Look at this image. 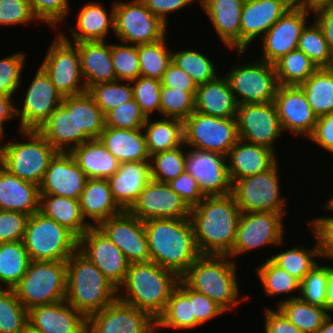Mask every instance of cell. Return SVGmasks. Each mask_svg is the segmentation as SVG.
Wrapping results in <instances>:
<instances>
[{"mask_svg": "<svg viewBox=\"0 0 333 333\" xmlns=\"http://www.w3.org/2000/svg\"><path fill=\"white\" fill-rule=\"evenodd\" d=\"M58 152H70L90 140L76 133L75 95L63 97L62 103L37 130Z\"/></svg>", "mask_w": 333, "mask_h": 333, "instance_id": "cell-28", "label": "cell"}, {"mask_svg": "<svg viewBox=\"0 0 333 333\" xmlns=\"http://www.w3.org/2000/svg\"><path fill=\"white\" fill-rule=\"evenodd\" d=\"M303 333H316L329 316L326 308L309 304L300 297L276 306Z\"/></svg>", "mask_w": 333, "mask_h": 333, "instance_id": "cell-46", "label": "cell"}, {"mask_svg": "<svg viewBox=\"0 0 333 333\" xmlns=\"http://www.w3.org/2000/svg\"><path fill=\"white\" fill-rule=\"evenodd\" d=\"M272 308L271 306L263 308L264 333H303L278 308Z\"/></svg>", "mask_w": 333, "mask_h": 333, "instance_id": "cell-69", "label": "cell"}, {"mask_svg": "<svg viewBox=\"0 0 333 333\" xmlns=\"http://www.w3.org/2000/svg\"><path fill=\"white\" fill-rule=\"evenodd\" d=\"M307 139L319 147L317 150H324L326 155L328 153L333 156V112L318 117L315 128ZM331 166L333 168V163Z\"/></svg>", "mask_w": 333, "mask_h": 333, "instance_id": "cell-66", "label": "cell"}, {"mask_svg": "<svg viewBox=\"0 0 333 333\" xmlns=\"http://www.w3.org/2000/svg\"><path fill=\"white\" fill-rule=\"evenodd\" d=\"M18 134L17 140L14 137L3 142L7 136L0 138V164L20 179L39 186L58 151L37 130H20Z\"/></svg>", "mask_w": 333, "mask_h": 333, "instance_id": "cell-6", "label": "cell"}, {"mask_svg": "<svg viewBox=\"0 0 333 333\" xmlns=\"http://www.w3.org/2000/svg\"><path fill=\"white\" fill-rule=\"evenodd\" d=\"M312 234L314 243L308 247L304 244L295 243L290 249L277 250L274 254L266 256V259H271L281 269L298 279L300 282L309 273V271L319 262L320 245L316 234L309 228ZM298 244V245H297ZM307 246V247H306ZM280 251V252H279Z\"/></svg>", "mask_w": 333, "mask_h": 333, "instance_id": "cell-41", "label": "cell"}, {"mask_svg": "<svg viewBox=\"0 0 333 333\" xmlns=\"http://www.w3.org/2000/svg\"><path fill=\"white\" fill-rule=\"evenodd\" d=\"M244 0H200L198 5L225 49L240 51V21ZM234 50V51H233Z\"/></svg>", "mask_w": 333, "mask_h": 333, "instance_id": "cell-29", "label": "cell"}, {"mask_svg": "<svg viewBox=\"0 0 333 333\" xmlns=\"http://www.w3.org/2000/svg\"><path fill=\"white\" fill-rule=\"evenodd\" d=\"M274 104L284 133L297 140L307 139L313 132L318 116L313 112L303 89L297 85H279Z\"/></svg>", "mask_w": 333, "mask_h": 333, "instance_id": "cell-18", "label": "cell"}, {"mask_svg": "<svg viewBox=\"0 0 333 333\" xmlns=\"http://www.w3.org/2000/svg\"><path fill=\"white\" fill-rule=\"evenodd\" d=\"M288 213L242 212L239 218L236 239L228 256L238 262L239 256L260 249H277L285 242V217ZM268 246V247H267Z\"/></svg>", "mask_w": 333, "mask_h": 333, "instance_id": "cell-11", "label": "cell"}, {"mask_svg": "<svg viewBox=\"0 0 333 333\" xmlns=\"http://www.w3.org/2000/svg\"><path fill=\"white\" fill-rule=\"evenodd\" d=\"M180 277L153 261L131 263L124 282L118 287V299L155 321L163 314Z\"/></svg>", "mask_w": 333, "mask_h": 333, "instance_id": "cell-4", "label": "cell"}, {"mask_svg": "<svg viewBox=\"0 0 333 333\" xmlns=\"http://www.w3.org/2000/svg\"><path fill=\"white\" fill-rule=\"evenodd\" d=\"M293 5L313 14L323 7L333 5V0H293Z\"/></svg>", "mask_w": 333, "mask_h": 333, "instance_id": "cell-72", "label": "cell"}, {"mask_svg": "<svg viewBox=\"0 0 333 333\" xmlns=\"http://www.w3.org/2000/svg\"><path fill=\"white\" fill-rule=\"evenodd\" d=\"M237 263L228 255L201 254L180 279L190 289L213 300L227 314L237 312L242 301L250 298L240 290L238 266L241 264Z\"/></svg>", "mask_w": 333, "mask_h": 333, "instance_id": "cell-2", "label": "cell"}, {"mask_svg": "<svg viewBox=\"0 0 333 333\" xmlns=\"http://www.w3.org/2000/svg\"><path fill=\"white\" fill-rule=\"evenodd\" d=\"M253 269L257 280L261 283L263 295L265 294L264 296L268 299L279 297L275 302V307L284 301L300 296L301 282L281 269L271 259L264 258L263 262Z\"/></svg>", "mask_w": 333, "mask_h": 333, "instance_id": "cell-38", "label": "cell"}, {"mask_svg": "<svg viewBox=\"0 0 333 333\" xmlns=\"http://www.w3.org/2000/svg\"><path fill=\"white\" fill-rule=\"evenodd\" d=\"M321 261L320 259L301 281L299 297L309 304L325 308L328 264Z\"/></svg>", "mask_w": 333, "mask_h": 333, "instance_id": "cell-57", "label": "cell"}, {"mask_svg": "<svg viewBox=\"0 0 333 333\" xmlns=\"http://www.w3.org/2000/svg\"><path fill=\"white\" fill-rule=\"evenodd\" d=\"M332 169L331 170V173L333 174V168H330ZM333 193V192H332ZM326 201L324 205H320V209H323V210H326L327 212L326 213H332L333 214V194L330 195V198L329 199H325Z\"/></svg>", "mask_w": 333, "mask_h": 333, "instance_id": "cell-75", "label": "cell"}, {"mask_svg": "<svg viewBox=\"0 0 333 333\" xmlns=\"http://www.w3.org/2000/svg\"><path fill=\"white\" fill-rule=\"evenodd\" d=\"M99 139L120 163L150 161L142 128L104 127Z\"/></svg>", "mask_w": 333, "mask_h": 333, "instance_id": "cell-35", "label": "cell"}, {"mask_svg": "<svg viewBox=\"0 0 333 333\" xmlns=\"http://www.w3.org/2000/svg\"><path fill=\"white\" fill-rule=\"evenodd\" d=\"M316 333H333V315L329 316L324 320L321 328Z\"/></svg>", "mask_w": 333, "mask_h": 333, "instance_id": "cell-74", "label": "cell"}, {"mask_svg": "<svg viewBox=\"0 0 333 333\" xmlns=\"http://www.w3.org/2000/svg\"><path fill=\"white\" fill-rule=\"evenodd\" d=\"M313 14L293 6L259 40V60L274 64L283 55L298 48L302 30Z\"/></svg>", "mask_w": 333, "mask_h": 333, "instance_id": "cell-17", "label": "cell"}, {"mask_svg": "<svg viewBox=\"0 0 333 333\" xmlns=\"http://www.w3.org/2000/svg\"><path fill=\"white\" fill-rule=\"evenodd\" d=\"M34 16L40 23L49 28L58 30L60 26L68 23L72 5L70 0H28ZM64 22V23H63ZM61 24V25H60ZM60 25V26H59Z\"/></svg>", "mask_w": 333, "mask_h": 333, "instance_id": "cell-59", "label": "cell"}, {"mask_svg": "<svg viewBox=\"0 0 333 333\" xmlns=\"http://www.w3.org/2000/svg\"><path fill=\"white\" fill-rule=\"evenodd\" d=\"M31 262L23 241L0 243V288L13 289Z\"/></svg>", "mask_w": 333, "mask_h": 333, "instance_id": "cell-43", "label": "cell"}, {"mask_svg": "<svg viewBox=\"0 0 333 333\" xmlns=\"http://www.w3.org/2000/svg\"><path fill=\"white\" fill-rule=\"evenodd\" d=\"M248 52L235 51L236 62L223 75L238 105L273 102L279 86L275 66L252 56L245 62L242 58Z\"/></svg>", "mask_w": 333, "mask_h": 333, "instance_id": "cell-7", "label": "cell"}, {"mask_svg": "<svg viewBox=\"0 0 333 333\" xmlns=\"http://www.w3.org/2000/svg\"><path fill=\"white\" fill-rule=\"evenodd\" d=\"M313 217L307 221L306 226L308 225L307 228H310L318 238L321 260L333 263V214Z\"/></svg>", "mask_w": 333, "mask_h": 333, "instance_id": "cell-63", "label": "cell"}, {"mask_svg": "<svg viewBox=\"0 0 333 333\" xmlns=\"http://www.w3.org/2000/svg\"><path fill=\"white\" fill-rule=\"evenodd\" d=\"M23 243L31 261H66L78 249V238L41 212L29 216Z\"/></svg>", "mask_w": 333, "mask_h": 333, "instance_id": "cell-9", "label": "cell"}, {"mask_svg": "<svg viewBox=\"0 0 333 333\" xmlns=\"http://www.w3.org/2000/svg\"><path fill=\"white\" fill-rule=\"evenodd\" d=\"M23 333H41V332L34 330L27 325Z\"/></svg>", "mask_w": 333, "mask_h": 333, "instance_id": "cell-76", "label": "cell"}, {"mask_svg": "<svg viewBox=\"0 0 333 333\" xmlns=\"http://www.w3.org/2000/svg\"><path fill=\"white\" fill-rule=\"evenodd\" d=\"M311 18L322 28L328 48L333 53V5L317 10Z\"/></svg>", "mask_w": 333, "mask_h": 333, "instance_id": "cell-70", "label": "cell"}, {"mask_svg": "<svg viewBox=\"0 0 333 333\" xmlns=\"http://www.w3.org/2000/svg\"><path fill=\"white\" fill-rule=\"evenodd\" d=\"M114 20L113 37L118 40L117 43H153L165 38L171 28L155 16L142 0H114Z\"/></svg>", "mask_w": 333, "mask_h": 333, "instance_id": "cell-12", "label": "cell"}, {"mask_svg": "<svg viewBox=\"0 0 333 333\" xmlns=\"http://www.w3.org/2000/svg\"><path fill=\"white\" fill-rule=\"evenodd\" d=\"M293 6V0H244L240 21V51L251 50V45L258 44L256 41Z\"/></svg>", "mask_w": 333, "mask_h": 333, "instance_id": "cell-24", "label": "cell"}, {"mask_svg": "<svg viewBox=\"0 0 333 333\" xmlns=\"http://www.w3.org/2000/svg\"><path fill=\"white\" fill-rule=\"evenodd\" d=\"M328 263V281H327V291H326V310L332 314L333 313V264Z\"/></svg>", "mask_w": 333, "mask_h": 333, "instance_id": "cell-73", "label": "cell"}, {"mask_svg": "<svg viewBox=\"0 0 333 333\" xmlns=\"http://www.w3.org/2000/svg\"><path fill=\"white\" fill-rule=\"evenodd\" d=\"M186 156L185 144L150 156L151 179L161 183L176 179L186 170Z\"/></svg>", "mask_w": 333, "mask_h": 333, "instance_id": "cell-51", "label": "cell"}, {"mask_svg": "<svg viewBox=\"0 0 333 333\" xmlns=\"http://www.w3.org/2000/svg\"><path fill=\"white\" fill-rule=\"evenodd\" d=\"M79 52L81 72L88 90L94 84L116 81L111 42L83 41L74 43Z\"/></svg>", "mask_w": 333, "mask_h": 333, "instance_id": "cell-32", "label": "cell"}, {"mask_svg": "<svg viewBox=\"0 0 333 333\" xmlns=\"http://www.w3.org/2000/svg\"><path fill=\"white\" fill-rule=\"evenodd\" d=\"M146 7L168 27L169 15L185 10L187 7L200 4V0H142Z\"/></svg>", "mask_w": 333, "mask_h": 333, "instance_id": "cell-67", "label": "cell"}, {"mask_svg": "<svg viewBox=\"0 0 333 333\" xmlns=\"http://www.w3.org/2000/svg\"><path fill=\"white\" fill-rule=\"evenodd\" d=\"M142 221L161 218H190L191 208L167 184L150 180L128 210Z\"/></svg>", "mask_w": 333, "mask_h": 333, "instance_id": "cell-22", "label": "cell"}, {"mask_svg": "<svg viewBox=\"0 0 333 333\" xmlns=\"http://www.w3.org/2000/svg\"><path fill=\"white\" fill-rule=\"evenodd\" d=\"M28 310L17 298L14 289L0 288V333H23Z\"/></svg>", "mask_w": 333, "mask_h": 333, "instance_id": "cell-52", "label": "cell"}, {"mask_svg": "<svg viewBox=\"0 0 333 333\" xmlns=\"http://www.w3.org/2000/svg\"><path fill=\"white\" fill-rule=\"evenodd\" d=\"M190 207L198 205L204 195L201 193L197 180L185 170L176 179L167 183Z\"/></svg>", "mask_w": 333, "mask_h": 333, "instance_id": "cell-65", "label": "cell"}, {"mask_svg": "<svg viewBox=\"0 0 333 333\" xmlns=\"http://www.w3.org/2000/svg\"><path fill=\"white\" fill-rule=\"evenodd\" d=\"M187 49L172 48V62L185 71L197 85L214 80L220 68L207 53L193 47Z\"/></svg>", "mask_w": 333, "mask_h": 333, "instance_id": "cell-44", "label": "cell"}, {"mask_svg": "<svg viewBox=\"0 0 333 333\" xmlns=\"http://www.w3.org/2000/svg\"><path fill=\"white\" fill-rule=\"evenodd\" d=\"M241 213L232 194L205 196L191 208L190 220L199 253L228 255L236 239Z\"/></svg>", "mask_w": 333, "mask_h": 333, "instance_id": "cell-1", "label": "cell"}, {"mask_svg": "<svg viewBox=\"0 0 333 333\" xmlns=\"http://www.w3.org/2000/svg\"><path fill=\"white\" fill-rule=\"evenodd\" d=\"M101 1L82 4L76 12L75 23L69 27V35L61 30L57 32L68 42L108 41L114 35V0L111 9H106Z\"/></svg>", "mask_w": 333, "mask_h": 333, "instance_id": "cell-26", "label": "cell"}, {"mask_svg": "<svg viewBox=\"0 0 333 333\" xmlns=\"http://www.w3.org/2000/svg\"><path fill=\"white\" fill-rule=\"evenodd\" d=\"M278 156L265 146L239 139L226 156L231 182L270 170L280 160Z\"/></svg>", "mask_w": 333, "mask_h": 333, "instance_id": "cell-30", "label": "cell"}, {"mask_svg": "<svg viewBox=\"0 0 333 333\" xmlns=\"http://www.w3.org/2000/svg\"><path fill=\"white\" fill-rule=\"evenodd\" d=\"M78 250L93 262L117 289L124 282L130 263L97 226H91L78 239Z\"/></svg>", "mask_w": 333, "mask_h": 333, "instance_id": "cell-21", "label": "cell"}, {"mask_svg": "<svg viewBox=\"0 0 333 333\" xmlns=\"http://www.w3.org/2000/svg\"><path fill=\"white\" fill-rule=\"evenodd\" d=\"M87 92L93 97L104 116L112 109L133 99L130 81L116 80L94 84Z\"/></svg>", "mask_w": 333, "mask_h": 333, "instance_id": "cell-53", "label": "cell"}, {"mask_svg": "<svg viewBox=\"0 0 333 333\" xmlns=\"http://www.w3.org/2000/svg\"><path fill=\"white\" fill-rule=\"evenodd\" d=\"M54 34L39 65L63 97L87 92L77 46L66 41L58 32Z\"/></svg>", "mask_w": 333, "mask_h": 333, "instance_id": "cell-14", "label": "cell"}, {"mask_svg": "<svg viewBox=\"0 0 333 333\" xmlns=\"http://www.w3.org/2000/svg\"><path fill=\"white\" fill-rule=\"evenodd\" d=\"M153 43L139 44L138 56L141 76L161 80L164 72L172 62V47L168 38Z\"/></svg>", "mask_w": 333, "mask_h": 333, "instance_id": "cell-48", "label": "cell"}, {"mask_svg": "<svg viewBox=\"0 0 333 333\" xmlns=\"http://www.w3.org/2000/svg\"><path fill=\"white\" fill-rule=\"evenodd\" d=\"M279 85H301L317 69L316 64L298 48L283 55L275 63Z\"/></svg>", "mask_w": 333, "mask_h": 333, "instance_id": "cell-47", "label": "cell"}, {"mask_svg": "<svg viewBox=\"0 0 333 333\" xmlns=\"http://www.w3.org/2000/svg\"><path fill=\"white\" fill-rule=\"evenodd\" d=\"M298 49L318 68L333 67V53L328 48L322 28L313 18L302 30Z\"/></svg>", "mask_w": 333, "mask_h": 333, "instance_id": "cell-50", "label": "cell"}, {"mask_svg": "<svg viewBox=\"0 0 333 333\" xmlns=\"http://www.w3.org/2000/svg\"><path fill=\"white\" fill-rule=\"evenodd\" d=\"M65 301L86 318L118 299V289L78 249L66 260Z\"/></svg>", "mask_w": 333, "mask_h": 333, "instance_id": "cell-5", "label": "cell"}, {"mask_svg": "<svg viewBox=\"0 0 333 333\" xmlns=\"http://www.w3.org/2000/svg\"><path fill=\"white\" fill-rule=\"evenodd\" d=\"M39 212L66 227L78 239L91 227L83 218L79 199L40 195Z\"/></svg>", "mask_w": 333, "mask_h": 333, "instance_id": "cell-40", "label": "cell"}, {"mask_svg": "<svg viewBox=\"0 0 333 333\" xmlns=\"http://www.w3.org/2000/svg\"><path fill=\"white\" fill-rule=\"evenodd\" d=\"M186 170L197 180L204 196L231 194L232 182L226 156L187 148Z\"/></svg>", "mask_w": 333, "mask_h": 333, "instance_id": "cell-23", "label": "cell"}, {"mask_svg": "<svg viewBox=\"0 0 333 333\" xmlns=\"http://www.w3.org/2000/svg\"><path fill=\"white\" fill-rule=\"evenodd\" d=\"M28 218L22 212L0 210V243L23 241Z\"/></svg>", "mask_w": 333, "mask_h": 333, "instance_id": "cell-64", "label": "cell"}, {"mask_svg": "<svg viewBox=\"0 0 333 333\" xmlns=\"http://www.w3.org/2000/svg\"><path fill=\"white\" fill-rule=\"evenodd\" d=\"M67 261H31L25 275L13 288L27 309L52 304L66 297Z\"/></svg>", "mask_w": 333, "mask_h": 333, "instance_id": "cell-8", "label": "cell"}, {"mask_svg": "<svg viewBox=\"0 0 333 333\" xmlns=\"http://www.w3.org/2000/svg\"><path fill=\"white\" fill-rule=\"evenodd\" d=\"M154 117L147 118L142 128L149 156L175 149L184 144L183 120L159 116Z\"/></svg>", "mask_w": 333, "mask_h": 333, "instance_id": "cell-39", "label": "cell"}, {"mask_svg": "<svg viewBox=\"0 0 333 333\" xmlns=\"http://www.w3.org/2000/svg\"><path fill=\"white\" fill-rule=\"evenodd\" d=\"M280 162L268 171L232 183L231 194L241 212L288 213L290 198L282 194Z\"/></svg>", "mask_w": 333, "mask_h": 333, "instance_id": "cell-10", "label": "cell"}, {"mask_svg": "<svg viewBox=\"0 0 333 333\" xmlns=\"http://www.w3.org/2000/svg\"><path fill=\"white\" fill-rule=\"evenodd\" d=\"M32 77L27 85H23L22 80L18 90L20 93L22 87L27 86L21 94L22 98L16 99V115L19 120L16 132L38 130L63 100V96L56 90L51 78L40 65Z\"/></svg>", "mask_w": 333, "mask_h": 333, "instance_id": "cell-13", "label": "cell"}, {"mask_svg": "<svg viewBox=\"0 0 333 333\" xmlns=\"http://www.w3.org/2000/svg\"><path fill=\"white\" fill-rule=\"evenodd\" d=\"M76 133H84L89 139H99L105 127L104 114L88 93L75 95Z\"/></svg>", "mask_w": 333, "mask_h": 333, "instance_id": "cell-49", "label": "cell"}, {"mask_svg": "<svg viewBox=\"0 0 333 333\" xmlns=\"http://www.w3.org/2000/svg\"><path fill=\"white\" fill-rule=\"evenodd\" d=\"M16 98L13 96H3L0 95V138L4 137L6 134V127L8 122H12L13 119L17 120L16 115Z\"/></svg>", "mask_w": 333, "mask_h": 333, "instance_id": "cell-71", "label": "cell"}, {"mask_svg": "<svg viewBox=\"0 0 333 333\" xmlns=\"http://www.w3.org/2000/svg\"><path fill=\"white\" fill-rule=\"evenodd\" d=\"M69 153L88 178L109 179L120 165L100 139H90Z\"/></svg>", "mask_w": 333, "mask_h": 333, "instance_id": "cell-37", "label": "cell"}, {"mask_svg": "<svg viewBox=\"0 0 333 333\" xmlns=\"http://www.w3.org/2000/svg\"><path fill=\"white\" fill-rule=\"evenodd\" d=\"M111 57L117 80L131 82L141 76L138 45L111 40Z\"/></svg>", "mask_w": 333, "mask_h": 333, "instance_id": "cell-56", "label": "cell"}, {"mask_svg": "<svg viewBox=\"0 0 333 333\" xmlns=\"http://www.w3.org/2000/svg\"><path fill=\"white\" fill-rule=\"evenodd\" d=\"M299 86L318 117L333 112V67L318 68Z\"/></svg>", "mask_w": 333, "mask_h": 333, "instance_id": "cell-45", "label": "cell"}, {"mask_svg": "<svg viewBox=\"0 0 333 333\" xmlns=\"http://www.w3.org/2000/svg\"><path fill=\"white\" fill-rule=\"evenodd\" d=\"M39 186L20 179L0 164V210L18 211L28 216L39 212Z\"/></svg>", "mask_w": 333, "mask_h": 333, "instance_id": "cell-33", "label": "cell"}, {"mask_svg": "<svg viewBox=\"0 0 333 333\" xmlns=\"http://www.w3.org/2000/svg\"><path fill=\"white\" fill-rule=\"evenodd\" d=\"M97 227L122 251L130 264L150 261L144 221L129 211L123 210Z\"/></svg>", "mask_w": 333, "mask_h": 333, "instance_id": "cell-20", "label": "cell"}, {"mask_svg": "<svg viewBox=\"0 0 333 333\" xmlns=\"http://www.w3.org/2000/svg\"><path fill=\"white\" fill-rule=\"evenodd\" d=\"M88 177L69 152H58L39 185L40 195L79 199Z\"/></svg>", "mask_w": 333, "mask_h": 333, "instance_id": "cell-25", "label": "cell"}, {"mask_svg": "<svg viewBox=\"0 0 333 333\" xmlns=\"http://www.w3.org/2000/svg\"><path fill=\"white\" fill-rule=\"evenodd\" d=\"M79 201L83 218L91 226L123 211L114 201L107 179L88 178Z\"/></svg>", "mask_w": 333, "mask_h": 333, "instance_id": "cell-36", "label": "cell"}, {"mask_svg": "<svg viewBox=\"0 0 333 333\" xmlns=\"http://www.w3.org/2000/svg\"><path fill=\"white\" fill-rule=\"evenodd\" d=\"M40 23L28 0H0V27H16ZM31 23V24H30Z\"/></svg>", "mask_w": 333, "mask_h": 333, "instance_id": "cell-61", "label": "cell"}, {"mask_svg": "<svg viewBox=\"0 0 333 333\" xmlns=\"http://www.w3.org/2000/svg\"><path fill=\"white\" fill-rule=\"evenodd\" d=\"M238 140L236 118H218L194 111L184 121V144L187 148L227 156Z\"/></svg>", "mask_w": 333, "mask_h": 333, "instance_id": "cell-15", "label": "cell"}, {"mask_svg": "<svg viewBox=\"0 0 333 333\" xmlns=\"http://www.w3.org/2000/svg\"><path fill=\"white\" fill-rule=\"evenodd\" d=\"M169 328L185 332L196 329L192 301L178 286L172 291L163 314L156 320V333Z\"/></svg>", "mask_w": 333, "mask_h": 333, "instance_id": "cell-42", "label": "cell"}, {"mask_svg": "<svg viewBox=\"0 0 333 333\" xmlns=\"http://www.w3.org/2000/svg\"><path fill=\"white\" fill-rule=\"evenodd\" d=\"M86 333H156V321L119 299L87 317Z\"/></svg>", "mask_w": 333, "mask_h": 333, "instance_id": "cell-19", "label": "cell"}, {"mask_svg": "<svg viewBox=\"0 0 333 333\" xmlns=\"http://www.w3.org/2000/svg\"><path fill=\"white\" fill-rule=\"evenodd\" d=\"M192 301L193 315L196 317V329L215 318L227 315V313L206 295L190 289L181 279L177 285ZM219 316V317H218Z\"/></svg>", "mask_w": 333, "mask_h": 333, "instance_id": "cell-62", "label": "cell"}, {"mask_svg": "<svg viewBox=\"0 0 333 333\" xmlns=\"http://www.w3.org/2000/svg\"><path fill=\"white\" fill-rule=\"evenodd\" d=\"M151 180L150 161L120 163L116 173L107 179L117 205L128 211Z\"/></svg>", "mask_w": 333, "mask_h": 333, "instance_id": "cell-31", "label": "cell"}, {"mask_svg": "<svg viewBox=\"0 0 333 333\" xmlns=\"http://www.w3.org/2000/svg\"><path fill=\"white\" fill-rule=\"evenodd\" d=\"M161 85L176 88L196 96L198 85L185 71L171 62L164 72L161 79Z\"/></svg>", "mask_w": 333, "mask_h": 333, "instance_id": "cell-68", "label": "cell"}, {"mask_svg": "<svg viewBox=\"0 0 333 333\" xmlns=\"http://www.w3.org/2000/svg\"><path fill=\"white\" fill-rule=\"evenodd\" d=\"M150 261L181 277L201 255L190 218L144 221Z\"/></svg>", "mask_w": 333, "mask_h": 333, "instance_id": "cell-3", "label": "cell"}, {"mask_svg": "<svg viewBox=\"0 0 333 333\" xmlns=\"http://www.w3.org/2000/svg\"><path fill=\"white\" fill-rule=\"evenodd\" d=\"M131 83L133 98L145 117L150 118L156 114L160 117L161 80L139 76Z\"/></svg>", "mask_w": 333, "mask_h": 333, "instance_id": "cell-58", "label": "cell"}, {"mask_svg": "<svg viewBox=\"0 0 333 333\" xmlns=\"http://www.w3.org/2000/svg\"><path fill=\"white\" fill-rule=\"evenodd\" d=\"M222 73L214 80L198 85L195 111L218 118H236L238 103Z\"/></svg>", "mask_w": 333, "mask_h": 333, "instance_id": "cell-34", "label": "cell"}, {"mask_svg": "<svg viewBox=\"0 0 333 333\" xmlns=\"http://www.w3.org/2000/svg\"><path fill=\"white\" fill-rule=\"evenodd\" d=\"M105 127L119 129H138L143 128L146 117L142 113L135 99H131L114 109L110 110L105 116Z\"/></svg>", "mask_w": 333, "mask_h": 333, "instance_id": "cell-60", "label": "cell"}, {"mask_svg": "<svg viewBox=\"0 0 333 333\" xmlns=\"http://www.w3.org/2000/svg\"><path fill=\"white\" fill-rule=\"evenodd\" d=\"M27 60V54L23 51L0 58V95L14 98L15 95H20L18 90L23 80L24 68L28 64Z\"/></svg>", "mask_w": 333, "mask_h": 333, "instance_id": "cell-54", "label": "cell"}, {"mask_svg": "<svg viewBox=\"0 0 333 333\" xmlns=\"http://www.w3.org/2000/svg\"><path fill=\"white\" fill-rule=\"evenodd\" d=\"M28 326L41 333H86L87 318L65 300L28 310Z\"/></svg>", "mask_w": 333, "mask_h": 333, "instance_id": "cell-27", "label": "cell"}, {"mask_svg": "<svg viewBox=\"0 0 333 333\" xmlns=\"http://www.w3.org/2000/svg\"><path fill=\"white\" fill-rule=\"evenodd\" d=\"M236 121L239 139L265 146L278 154L277 142H281L286 133L274 102L238 105Z\"/></svg>", "mask_w": 333, "mask_h": 333, "instance_id": "cell-16", "label": "cell"}, {"mask_svg": "<svg viewBox=\"0 0 333 333\" xmlns=\"http://www.w3.org/2000/svg\"><path fill=\"white\" fill-rule=\"evenodd\" d=\"M195 111V97L176 88L161 87L160 117L185 121Z\"/></svg>", "mask_w": 333, "mask_h": 333, "instance_id": "cell-55", "label": "cell"}]
</instances>
